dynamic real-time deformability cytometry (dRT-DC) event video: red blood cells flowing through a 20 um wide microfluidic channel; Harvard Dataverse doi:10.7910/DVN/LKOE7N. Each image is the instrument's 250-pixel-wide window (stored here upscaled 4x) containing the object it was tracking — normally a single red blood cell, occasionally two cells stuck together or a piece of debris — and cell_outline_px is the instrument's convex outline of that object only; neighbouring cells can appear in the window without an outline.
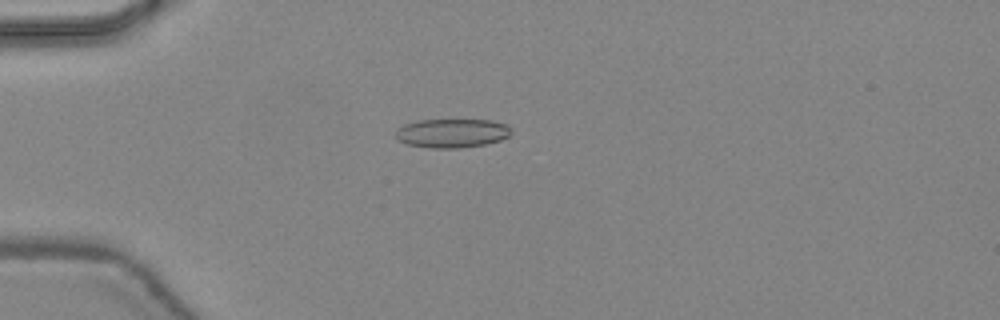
{"species": "common noctule bat (a hibernating species)", "species_latin": "Nyctalus noctula", "temperature_condition": "warm", "stored_images_in_passage": 47, "camera_frame_rate_fps": 3000, "um_per_image_px": 0.085, "animal": {"sex": "female", "body_mass_g": 24.6, "forearm_length_mm": 56.2}, "frame": {"image": 1, "passage_image": 14, "time_ms": 4.333, "image_size_px": [1000, 320], "cell_outline_px": [[512, 132], [508, 136], [500, 140], [484, 144], [460, 148], [428, 148], [408, 144], [400, 140], [396, 136], [396, 128], [404, 124], [416, 120], [492, 120], [508, 124]], "centroid_in_image_um": [38.42, 11.31], "position_along_channel_um": 46.6, "area_um2": 19.54}}
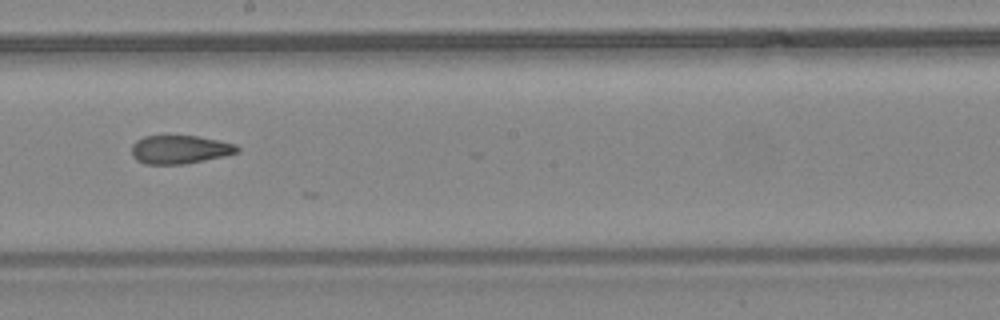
{"frame": {"image": 2, "passage_image": 28, "time_ms": 9.0, "image_size_px": [1000, 320], "cell_outline_px": [[240, 152], [224, 156], [184, 164], [144, 164], [136, 160], [132, 156], [132, 144], [136, 140], [144, 136], [196, 136], [220, 140], [236, 144], [240, 148]], "centroid_in_image_um": [15.29, 12.71], "position_along_channel_um": 232.9, "area_um2": 17.63}}
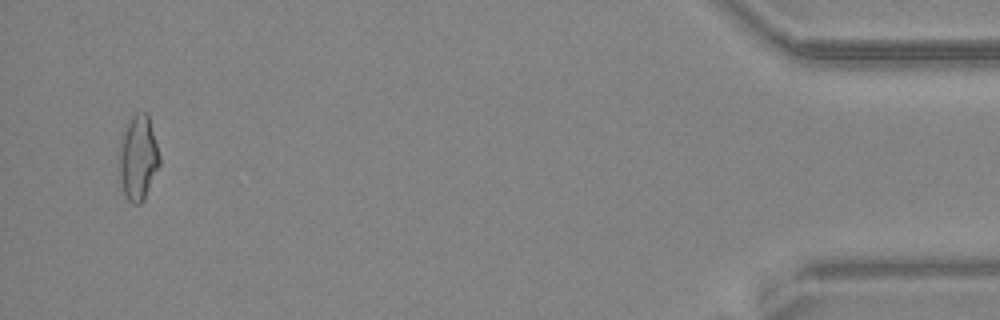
{"frame": {"image": 3, "passage_image": 46, "time_ms": 15.0, "image_size_px": [1000, 320], "cell_outline_px": [[160, 164], [144, 200], [140, 204], [132, 204], [124, 196], [120, 176], [120, 152], [124, 132], [132, 116], [140, 112], [148, 112], [160, 156]], "centroid_in_image_um": [11.78, 13.45], "position_along_channel_um": 423.4, "area_um2": 19.65}, "authors_computed_cell_mechanics": {"area_um2": 18.6694, "velocity_mm_per_s": 4.5008, "shape_relaxation_time_tau1_ms": null, "shape_relaxation_time_tau2_ms": 5.9354, "deformation_change_tau1": null, "deformation_change_tau2": 0.1541}}